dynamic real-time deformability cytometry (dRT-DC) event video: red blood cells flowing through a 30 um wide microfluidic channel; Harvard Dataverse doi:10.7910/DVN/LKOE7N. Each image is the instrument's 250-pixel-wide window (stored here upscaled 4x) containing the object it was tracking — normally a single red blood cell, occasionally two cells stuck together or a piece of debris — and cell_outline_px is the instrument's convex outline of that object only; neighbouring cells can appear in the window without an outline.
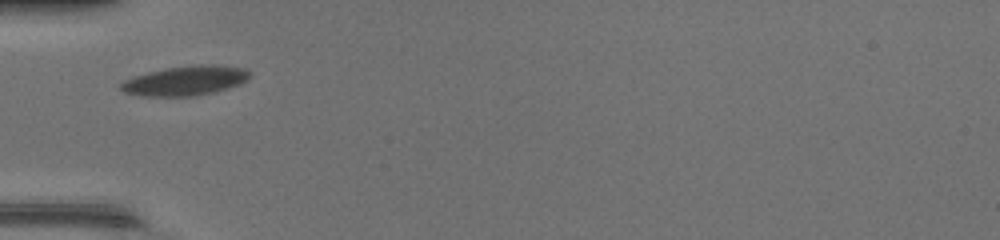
{"species": "common noctule bat (a hibernating species)", "species_latin": "Nyctalus noctula", "temperature_condition": "warm", "stored_images_in_passage": 28, "camera_frame_rate_fps": 3000, "um_per_image_px": 0.085, "animal": {"sex": "female", "body_mass_g": 17.0, "forearm_length_mm": 48.0}, "frame": {"image": 1, "passage_image": 1, "time_ms": 0.0, "image_size_px": [1000, 240], "cell_outline_px": [[252, 76], [240, 84], [228, 88], [212, 92], [192, 96], [140, 96], [124, 92], [120, 88], [120, 84], [124, 80], [148, 72], [168, 68], [200, 64], [216, 64], [244, 68], [252, 72]], "centroid_in_image_um": [15.79, 6.85], "position_along_channel_um": 69.2, "area_um2": 22.2}}
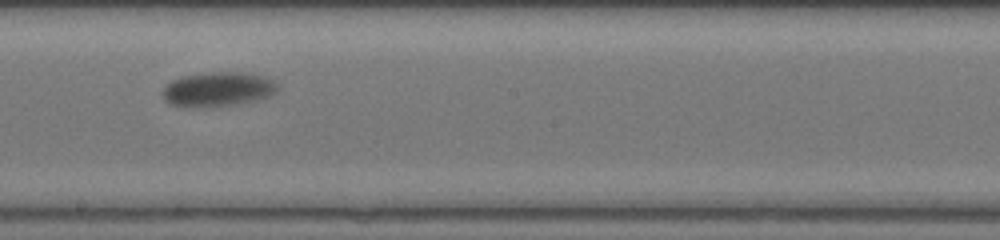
{"frame": {"image": 2, "passage_image": 13, "time_ms": 4.0, "image_size_px": [1000, 240], "cell_outline_px": [[280, 88], [272, 96], [260, 100], [212, 108], [180, 108], [168, 104], [160, 96], [164, 88], [172, 80], [184, 76], [208, 72], [248, 72], [264, 76], [280, 84]], "centroid_in_image_um": [18.53, 7.62], "position_along_channel_um": 229.7, "area_um2": 24.1}}
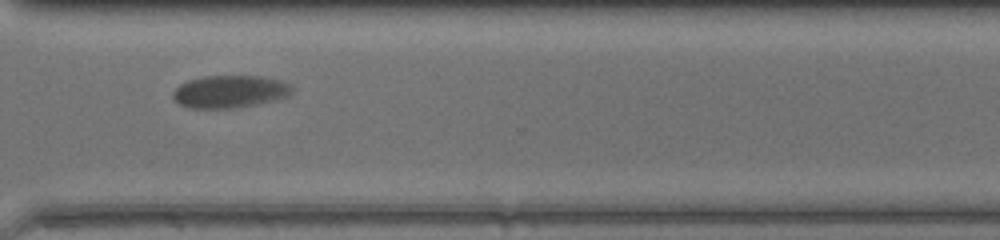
{"frame": {"image": 3, "passage_image": 22, "time_ms": 7.0, "image_size_px": [1000, 240], "cell_outline_px": [[292, 92], [288, 96], [276, 100], [256, 104], [232, 108], [188, 108], [180, 104], [172, 96], [172, 92], [180, 84], [188, 80], [204, 76], [260, 76], [280, 80], [292, 84]], "centroid_in_image_um": [19.54, 7.78], "position_along_channel_um": 351.1, "area_um2": 22.6}, "authors_computed_cell_mechanics": {"area_um2": 22.5998, "velocity_mm_per_s": 4.0416, "shape_relaxation_time_tau1_ms": 2.7873, "shape_relaxation_time_tau2_ms": null, "deformation_change_tau1": 0.1018, "deformation_change_tau2": null}}